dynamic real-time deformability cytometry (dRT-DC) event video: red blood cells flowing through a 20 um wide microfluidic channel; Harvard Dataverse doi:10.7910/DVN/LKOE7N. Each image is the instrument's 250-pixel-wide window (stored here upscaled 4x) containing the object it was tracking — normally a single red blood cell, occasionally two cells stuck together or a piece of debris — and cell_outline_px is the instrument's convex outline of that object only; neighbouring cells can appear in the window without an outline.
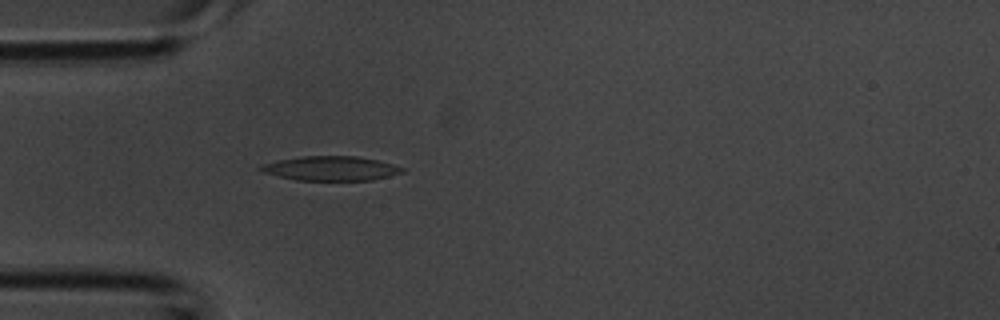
{"species": "common noctule bat (a hibernating species)", "species_latin": "Nyctalus noctula", "temperature_condition": "room temperature", "stored_images_in_passage": 39, "camera_frame_rate_fps": 3000, "um_per_image_px": 0.085, "animal": {"sex": "male", "body_mass_g": 20.1, "forearm_length_mm": 53.5}, "frame": {"image": 1, "passage_image": 10, "time_ms": 3.0, "image_size_px": [1000, 320], "cell_outline_px": [[404, 172], [372, 180], [296, 180], [264, 172], [256, 168], [260, 164], [276, 160], [300, 156], [356, 156], [376, 160], [392, 164], [404, 168]], "centroid_in_image_um": [28.07, 14.3], "position_along_channel_um": 56.9, "area_um2": 20.06}}
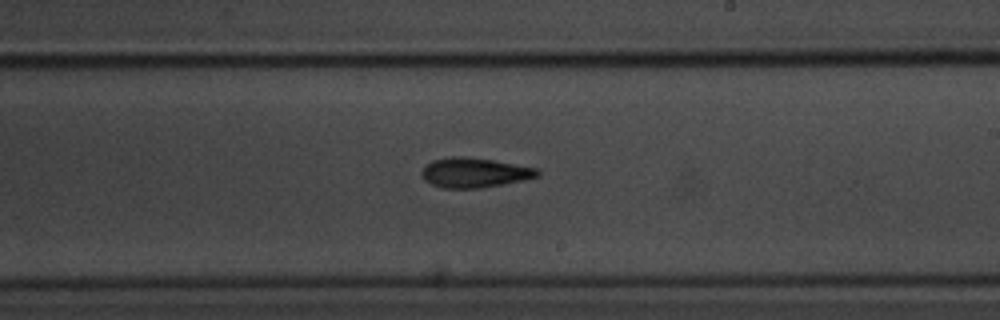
{"frame": {"image": 2, "passage_image": 22, "time_ms": 7.0, "image_size_px": [1000, 320], "cell_outline_px": [[540, 176], [524, 180], [504, 184], [480, 188], [444, 188], [432, 184], [424, 180], [420, 172], [432, 160], [452, 156], [468, 156], [540, 168]], "centroid_in_image_um": [40.37, 14.67], "position_along_channel_um": 248.6, "area_um2": 20.23}}
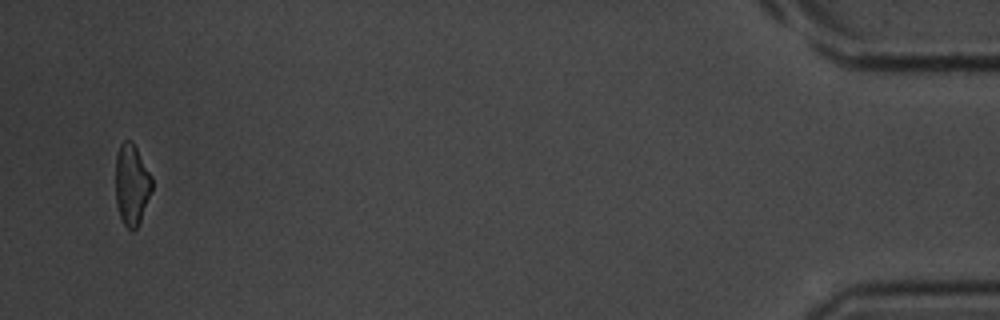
{"frame": {"image": 3, "passage_image": 38, "time_ms": 12.333, "image_size_px": [1000, 320], "cell_outline_px": [[152, 188], [140, 220], [136, 228], [132, 232], [124, 224], [120, 216], [116, 204], [116, 152], [120, 144], [124, 140], [132, 140], [152, 176]], "centroid_in_image_um": [11.18, 15.65], "position_along_channel_um": 424.0, "area_um2": 17.11}}